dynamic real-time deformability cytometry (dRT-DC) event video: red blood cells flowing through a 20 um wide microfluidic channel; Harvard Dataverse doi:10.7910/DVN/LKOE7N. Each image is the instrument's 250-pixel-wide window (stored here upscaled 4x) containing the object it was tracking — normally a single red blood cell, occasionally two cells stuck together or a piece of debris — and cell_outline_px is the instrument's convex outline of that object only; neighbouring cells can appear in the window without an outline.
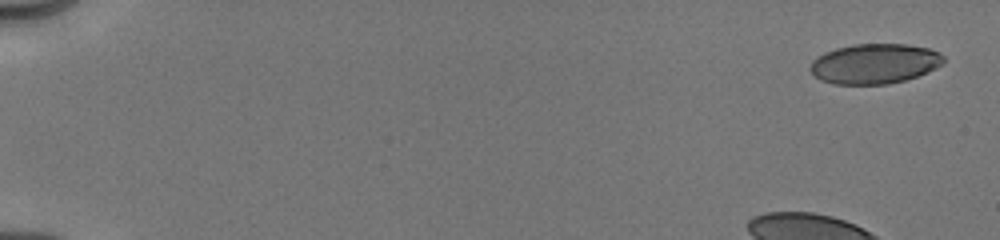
{"species": "human", "species_latin": "Homo sapiens", "temperature_condition": "cold", "stored_images_in_passage": 37, "camera_frame_rate_fps": 3000, "um_per_image_px": 0.085, "donor": {"sex": "male"}, "frame": {"image": 1, "passage_image": 1, "time_ms": 0.0, "image_size_px": [1000, 240], "cell_outline_px": [[944, 60], [936, 68], [916, 76], [904, 80], [888, 84], [832, 84], [820, 80], [808, 68], [812, 60], [816, 56], [824, 52], [836, 48], [852, 44], [908, 44], [928, 48], [944, 56]], "centroid_in_image_um": [74.28, 5.41], "position_along_channel_um": 10.7, "area_um2": 31.1}, "authors_computed_cell_mechanics": {"area_um2": 33.6974, "velocity_mm_per_s": 4.0242, "shape_relaxation_time_tau1_ms": 5.4294, "shape_relaxation_time_tau2_ms": 0.9544, "deformation_change_tau1": 0.1688, "deformation_change_tau2": 0.0611}}